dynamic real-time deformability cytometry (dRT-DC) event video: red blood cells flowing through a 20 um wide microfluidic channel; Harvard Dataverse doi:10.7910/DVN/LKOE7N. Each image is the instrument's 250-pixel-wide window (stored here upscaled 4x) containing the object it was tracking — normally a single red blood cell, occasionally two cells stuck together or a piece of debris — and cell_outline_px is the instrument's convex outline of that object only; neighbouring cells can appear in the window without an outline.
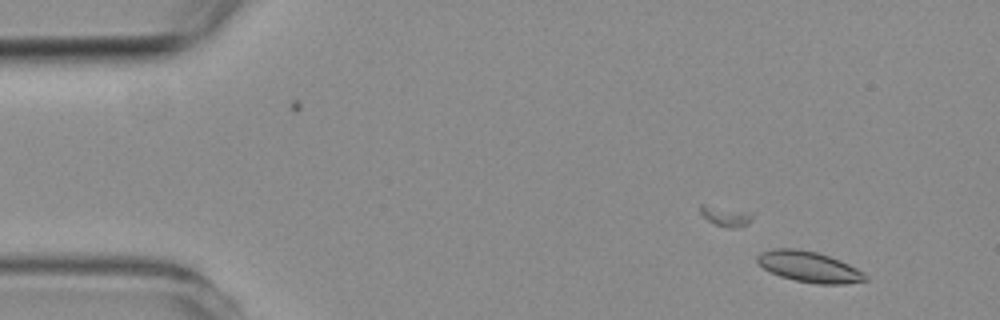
{"species": "common noctule bat (a hibernating species)", "species_latin": "Nyctalus noctula", "temperature_condition": "room temperature", "stored_images_in_passage": 6, "camera_frame_rate_fps": 3000, "um_per_image_px": 0.085, "animal": {"sex": "female", "body_mass_g": 19.3, "forearm_length_mm": 54.1}, "frame": {"image": 1, "passage_image": 2, "time_ms": 1.0, "image_size_px": [1000, 320], "cell_outline_px": [[868, 280], [844, 284], [816, 284], [796, 280], [780, 276], [764, 268], [756, 260], [756, 256], [760, 252], [776, 248], [796, 248], [816, 252], [840, 260], [864, 272], [868, 276]], "centroid_in_image_um": [68.79, 22.67], "position_along_channel_um": 16.2, "area_um2": 19.31}}
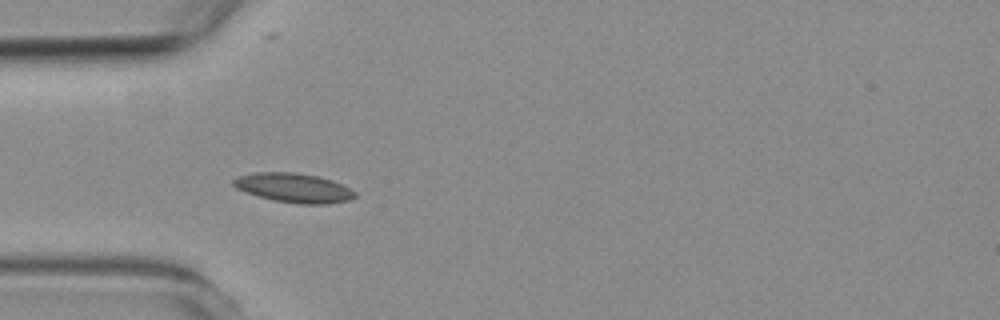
{"frame": {"image": 2, "passage_image": 5, "time_ms": 4.667, "image_size_px": [1000, 320], "cell_outline_px": [[356, 196], [352, 200], [328, 204], [296, 204], [272, 200], [236, 188], [232, 184], [232, 180], [236, 176], [256, 172], [292, 172], [316, 176], [332, 180], [356, 192]], "centroid_in_image_um": [24.97, 15.97], "position_along_channel_um": 60.0, "area_um2": 20.75}}
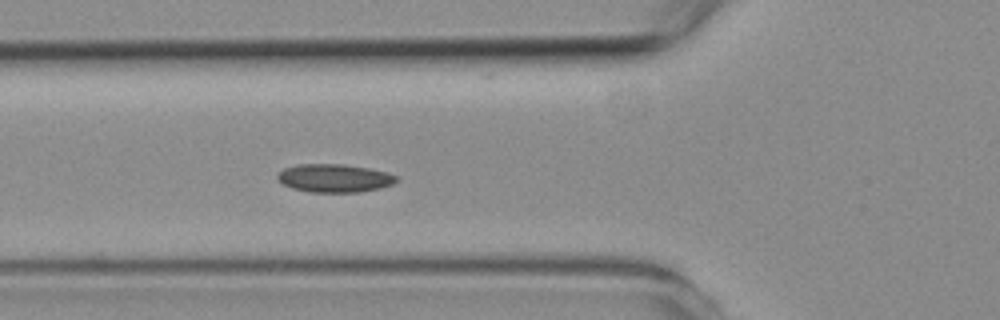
{"frame": {"image": 3, "passage_image": 6, "time_ms": 5.667, "image_size_px": [1000, 320], "cell_outline_px": [[400, 180], [392, 184], [380, 188], [360, 192], [308, 192], [292, 188], [276, 180], [276, 176], [284, 168], [296, 164], [344, 164], [368, 168], [388, 172], [396, 176]], "centroid_in_image_um": [28.42, 15.14], "position_along_channel_um": 97.4, "area_um2": 19.71}}